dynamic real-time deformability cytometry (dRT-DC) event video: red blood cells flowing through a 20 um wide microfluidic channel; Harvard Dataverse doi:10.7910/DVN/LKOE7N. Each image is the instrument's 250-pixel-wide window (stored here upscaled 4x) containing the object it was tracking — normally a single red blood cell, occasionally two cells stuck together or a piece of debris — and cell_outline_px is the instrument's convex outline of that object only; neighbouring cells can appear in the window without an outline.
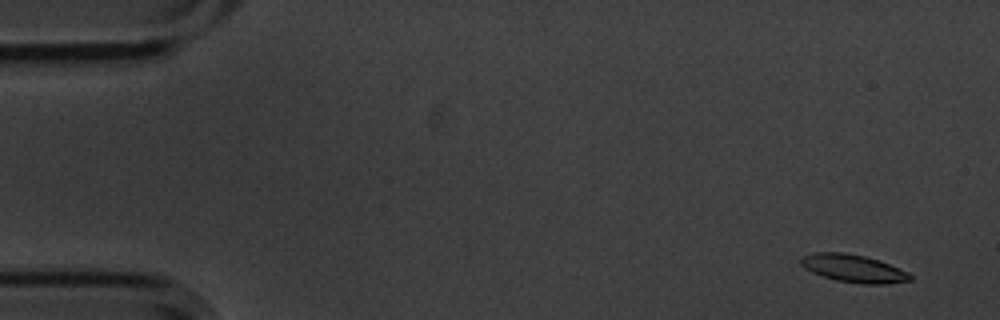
{"species": "common noctule bat (a hibernating species)", "species_latin": "Nyctalus noctula", "temperature_condition": "cold", "stored_images_in_passage": 5, "camera_frame_rate_fps": 3000, "um_per_image_px": 0.085, "animal": {"sex": "male", "body_mass_g": 20.1, "forearm_length_mm": 53.5}, "frame": {"image": 1, "passage_image": 1, "time_ms": 0.0, "image_size_px": [1000, 320], "cell_outline_px": [[912, 280], [884, 284], [864, 284], [836, 280], [812, 272], [804, 268], [800, 264], [800, 256], [816, 252], [844, 252], [864, 256], [880, 260], [908, 272], [912, 276]], "centroid_in_image_um": [72.53, 22.8], "position_along_channel_um": 12.5, "area_um2": 17.69}}
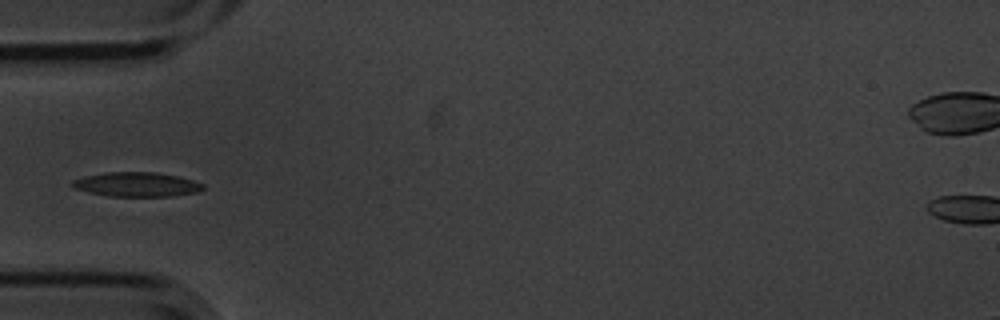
{"frame": {"image": 2, "passage_image": 5, "time_ms": 1.333, "image_size_px": [1000, 320], "cell_outline_px": [[204, 188], [200, 192], [172, 196], [108, 196], [88, 192], [76, 188], [68, 184], [72, 180], [84, 176], [104, 172], [156, 172], [180, 176], [204, 184]], "centroid_in_image_um": [11.62, 15.67], "position_along_channel_um": 73.4, "area_um2": 18.79}}